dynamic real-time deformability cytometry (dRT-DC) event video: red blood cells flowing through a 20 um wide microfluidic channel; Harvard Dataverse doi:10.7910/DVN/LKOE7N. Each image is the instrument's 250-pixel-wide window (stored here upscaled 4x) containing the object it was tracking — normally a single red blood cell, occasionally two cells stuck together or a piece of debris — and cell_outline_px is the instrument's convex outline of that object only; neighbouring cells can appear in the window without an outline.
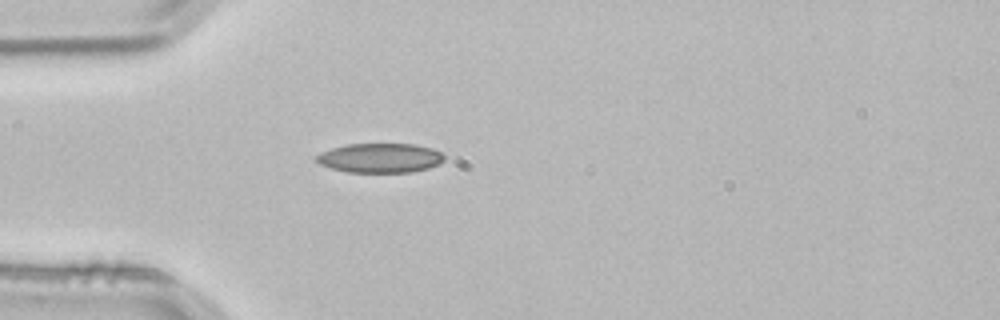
{"species": "common noctule bat (a hibernating species)", "species_latin": "Nyctalus noctula", "temperature_condition": "room temperature", "stored_images_in_passage": 1, "camera_frame_rate_fps": 3000, "um_per_image_px": 0.085, "animal": {"sex": "male", "body_mass_g": 21.5, "forearm_length_mm": 52.0}, "frame": {"image": 1, "passage_image": 1, "time_ms": 0.0, "image_size_px": [1000, 320], "cell_outline_px": [[444, 160], [440, 164], [428, 168], [412, 172], [348, 172], [332, 168], [320, 164], [316, 160], [316, 156], [320, 152], [332, 148], [348, 144], [416, 144], [432, 148], [440, 152], [444, 156]], "centroid_in_image_um": [32.33, 13.42], "position_along_channel_um": 52.7, "area_um2": 21.91}}